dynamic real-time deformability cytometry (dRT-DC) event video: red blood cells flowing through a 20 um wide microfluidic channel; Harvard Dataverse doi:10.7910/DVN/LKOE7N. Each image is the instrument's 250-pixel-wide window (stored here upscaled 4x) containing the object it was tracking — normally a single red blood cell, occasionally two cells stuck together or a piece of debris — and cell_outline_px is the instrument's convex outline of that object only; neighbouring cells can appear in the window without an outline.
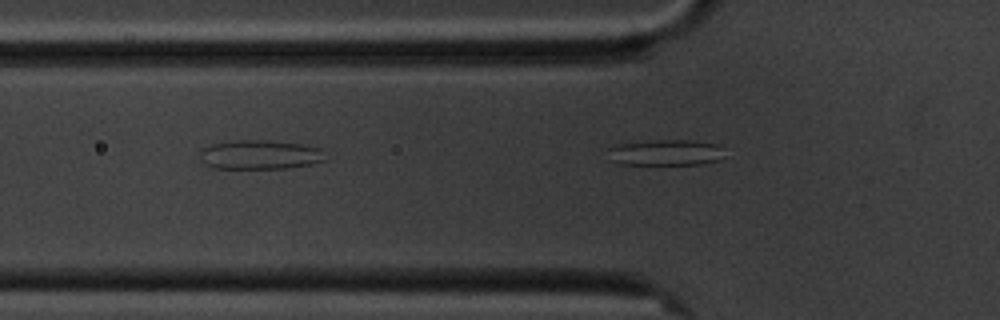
{"species": "common noctule bat (a hibernating species)", "species_latin": "Nyctalus noctula", "temperature_condition": "cold", "stored_images_in_passage": 4, "camera_frame_rate_fps": 3000, "um_per_image_px": 0.085, "animal": {"sex": "male", "body_mass_g": 20.1, "forearm_length_mm": 53.5}, "frame": {"image": 1, "passage_image": 3, "time_ms": 2.333, "image_size_px": [1000, 320], "cell_outline_px": [[720, 160], [704, 164], [620, 164], [608, 160], [604, 148], [616, 144], [656, 140], [692, 140], [720, 144]], "centroid_in_image_um": [56.46, 12.96], "position_along_channel_um": 69.3, "area_um2": 17.92}}